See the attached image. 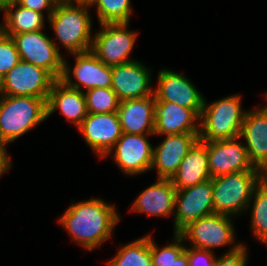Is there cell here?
<instances>
[{
  "label": "cell",
  "instance_id": "6da1fadb",
  "mask_svg": "<svg viewBox=\"0 0 267 266\" xmlns=\"http://www.w3.org/2000/svg\"><path fill=\"white\" fill-rule=\"evenodd\" d=\"M120 219L114 205L91 197L75 204L71 199V206L60 216L58 223L68 232L73 242L86 251H92L113 237L112 231Z\"/></svg>",
  "mask_w": 267,
  "mask_h": 266
},
{
  "label": "cell",
  "instance_id": "7a4b0ae2",
  "mask_svg": "<svg viewBox=\"0 0 267 266\" xmlns=\"http://www.w3.org/2000/svg\"><path fill=\"white\" fill-rule=\"evenodd\" d=\"M90 5L65 4L58 2L55 10L47 19L54 35L70 54L91 50L92 17Z\"/></svg>",
  "mask_w": 267,
  "mask_h": 266
},
{
  "label": "cell",
  "instance_id": "3957f363",
  "mask_svg": "<svg viewBox=\"0 0 267 266\" xmlns=\"http://www.w3.org/2000/svg\"><path fill=\"white\" fill-rule=\"evenodd\" d=\"M47 118L45 99L0 95V141L12 143Z\"/></svg>",
  "mask_w": 267,
  "mask_h": 266
},
{
  "label": "cell",
  "instance_id": "277c9868",
  "mask_svg": "<svg viewBox=\"0 0 267 266\" xmlns=\"http://www.w3.org/2000/svg\"><path fill=\"white\" fill-rule=\"evenodd\" d=\"M241 95H230L207 104L200 116V141H217L240 136L247 110L242 109Z\"/></svg>",
  "mask_w": 267,
  "mask_h": 266
},
{
  "label": "cell",
  "instance_id": "5b68a950",
  "mask_svg": "<svg viewBox=\"0 0 267 266\" xmlns=\"http://www.w3.org/2000/svg\"><path fill=\"white\" fill-rule=\"evenodd\" d=\"M211 179L214 213L234 217L248 210L253 192L262 181V170L235 172Z\"/></svg>",
  "mask_w": 267,
  "mask_h": 266
},
{
  "label": "cell",
  "instance_id": "8992f818",
  "mask_svg": "<svg viewBox=\"0 0 267 266\" xmlns=\"http://www.w3.org/2000/svg\"><path fill=\"white\" fill-rule=\"evenodd\" d=\"M233 224L232 217L213 213L190 222L178 234L192 247L213 252L214 248L229 245L228 251H231L241 244L234 243L236 234Z\"/></svg>",
  "mask_w": 267,
  "mask_h": 266
},
{
  "label": "cell",
  "instance_id": "52a82bcc",
  "mask_svg": "<svg viewBox=\"0 0 267 266\" xmlns=\"http://www.w3.org/2000/svg\"><path fill=\"white\" fill-rule=\"evenodd\" d=\"M43 30L12 35L20 60L48 71L56 80L63 72L64 58L58 42L48 37Z\"/></svg>",
  "mask_w": 267,
  "mask_h": 266
},
{
  "label": "cell",
  "instance_id": "ba28073f",
  "mask_svg": "<svg viewBox=\"0 0 267 266\" xmlns=\"http://www.w3.org/2000/svg\"><path fill=\"white\" fill-rule=\"evenodd\" d=\"M129 23L101 24L93 35L91 51L106 65L115 66L134 61L129 57L138 33L129 31Z\"/></svg>",
  "mask_w": 267,
  "mask_h": 266
},
{
  "label": "cell",
  "instance_id": "9c48e42d",
  "mask_svg": "<svg viewBox=\"0 0 267 266\" xmlns=\"http://www.w3.org/2000/svg\"><path fill=\"white\" fill-rule=\"evenodd\" d=\"M56 79L45 69L20 60L4 77L1 95L32 96L48 100Z\"/></svg>",
  "mask_w": 267,
  "mask_h": 266
},
{
  "label": "cell",
  "instance_id": "30bf717a",
  "mask_svg": "<svg viewBox=\"0 0 267 266\" xmlns=\"http://www.w3.org/2000/svg\"><path fill=\"white\" fill-rule=\"evenodd\" d=\"M71 55L75 56V65L73 69L70 68L71 66L64 58L63 72L60 77L66 86L80 91L83 88L85 90L111 88L112 66L104 64L91 50ZM72 77L77 81L73 82Z\"/></svg>",
  "mask_w": 267,
  "mask_h": 266
},
{
  "label": "cell",
  "instance_id": "8fae6325",
  "mask_svg": "<svg viewBox=\"0 0 267 266\" xmlns=\"http://www.w3.org/2000/svg\"><path fill=\"white\" fill-rule=\"evenodd\" d=\"M213 213L212 179L176 190L173 233H179L190 222Z\"/></svg>",
  "mask_w": 267,
  "mask_h": 266
},
{
  "label": "cell",
  "instance_id": "7c38bea8",
  "mask_svg": "<svg viewBox=\"0 0 267 266\" xmlns=\"http://www.w3.org/2000/svg\"><path fill=\"white\" fill-rule=\"evenodd\" d=\"M172 70H159L158 85L154 89L156 102H173L192 109L200 117L205 97L184 74Z\"/></svg>",
  "mask_w": 267,
  "mask_h": 266
},
{
  "label": "cell",
  "instance_id": "4fadbf2b",
  "mask_svg": "<svg viewBox=\"0 0 267 266\" xmlns=\"http://www.w3.org/2000/svg\"><path fill=\"white\" fill-rule=\"evenodd\" d=\"M148 137L149 135L123 133L105 158L112 154L116 165L127 176L147 172L151 169L153 160V146Z\"/></svg>",
  "mask_w": 267,
  "mask_h": 266
},
{
  "label": "cell",
  "instance_id": "5bb4252c",
  "mask_svg": "<svg viewBox=\"0 0 267 266\" xmlns=\"http://www.w3.org/2000/svg\"><path fill=\"white\" fill-rule=\"evenodd\" d=\"M239 137L207 142L210 176L218 177L235 172L261 170L253 165L245 144Z\"/></svg>",
  "mask_w": 267,
  "mask_h": 266
},
{
  "label": "cell",
  "instance_id": "9a60e30c",
  "mask_svg": "<svg viewBox=\"0 0 267 266\" xmlns=\"http://www.w3.org/2000/svg\"><path fill=\"white\" fill-rule=\"evenodd\" d=\"M77 129L99 159L108 154L123 134L117 112H88Z\"/></svg>",
  "mask_w": 267,
  "mask_h": 266
},
{
  "label": "cell",
  "instance_id": "2e32d148",
  "mask_svg": "<svg viewBox=\"0 0 267 266\" xmlns=\"http://www.w3.org/2000/svg\"><path fill=\"white\" fill-rule=\"evenodd\" d=\"M151 71L138 60L112 66L111 88L120 101L154 95Z\"/></svg>",
  "mask_w": 267,
  "mask_h": 266
},
{
  "label": "cell",
  "instance_id": "e0dca14e",
  "mask_svg": "<svg viewBox=\"0 0 267 266\" xmlns=\"http://www.w3.org/2000/svg\"><path fill=\"white\" fill-rule=\"evenodd\" d=\"M166 136L153 147V160L150 170H157V178L171 179L177 172L186 154L199 140V134H175Z\"/></svg>",
  "mask_w": 267,
  "mask_h": 266
},
{
  "label": "cell",
  "instance_id": "ac0fdd59",
  "mask_svg": "<svg viewBox=\"0 0 267 266\" xmlns=\"http://www.w3.org/2000/svg\"><path fill=\"white\" fill-rule=\"evenodd\" d=\"M239 138L245 139L250 161L263 171L267 167V105L247 110Z\"/></svg>",
  "mask_w": 267,
  "mask_h": 266
},
{
  "label": "cell",
  "instance_id": "d6986e66",
  "mask_svg": "<svg viewBox=\"0 0 267 266\" xmlns=\"http://www.w3.org/2000/svg\"><path fill=\"white\" fill-rule=\"evenodd\" d=\"M200 117L173 102H155L154 135L199 134Z\"/></svg>",
  "mask_w": 267,
  "mask_h": 266
},
{
  "label": "cell",
  "instance_id": "ffe728a7",
  "mask_svg": "<svg viewBox=\"0 0 267 266\" xmlns=\"http://www.w3.org/2000/svg\"><path fill=\"white\" fill-rule=\"evenodd\" d=\"M155 102L154 95L120 101L117 114L123 133L154 135Z\"/></svg>",
  "mask_w": 267,
  "mask_h": 266
},
{
  "label": "cell",
  "instance_id": "44dd1931",
  "mask_svg": "<svg viewBox=\"0 0 267 266\" xmlns=\"http://www.w3.org/2000/svg\"><path fill=\"white\" fill-rule=\"evenodd\" d=\"M156 180L137 196L130 208L131 212L158 217L174 215L176 189L171 179L157 178Z\"/></svg>",
  "mask_w": 267,
  "mask_h": 266
},
{
  "label": "cell",
  "instance_id": "7402d4cb",
  "mask_svg": "<svg viewBox=\"0 0 267 266\" xmlns=\"http://www.w3.org/2000/svg\"><path fill=\"white\" fill-rule=\"evenodd\" d=\"M57 110L78 128L88 114L83 91L70 88L61 80H56L47 100V117Z\"/></svg>",
  "mask_w": 267,
  "mask_h": 266
},
{
  "label": "cell",
  "instance_id": "603a6c76",
  "mask_svg": "<svg viewBox=\"0 0 267 266\" xmlns=\"http://www.w3.org/2000/svg\"><path fill=\"white\" fill-rule=\"evenodd\" d=\"M211 179L207 141L198 140L182 160L171 178L176 190L188 188Z\"/></svg>",
  "mask_w": 267,
  "mask_h": 266
},
{
  "label": "cell",
  "instance_id": "cb8c5ba5",
  "mask_svg": "<svg viewBox=\"0 0 267 266\" xmlns=\"http://www.w3.org/2000/svg\"><path fill=\"white\" fill-rule=\"evenodd\" d=\"M3 14L0 31L7 36L44 29L45 14L23 7L16 0L8 4Z\"/></svg>",
  "mask_w": 267,
  "mask_h": 266
},
{
  "label": "cell",
  "instance_id": "d4e9b609",
  "mask_svg": "<svg viewBox=\"0 0 267 266\" xmlns=\"http://www.w3.org/2000/svg\"><path fill=\"white\" fill-rule=\"evenodd\" d=\"M108 266H153L150 253V234L144 235L117 250Z\"/></svg>",
  "mask_w": 267,
  "mask_h": 266
},
{
  "label": "cell",
  "instance_id": "484cf974",
  "mask_svg": "<svg viewBox=\"0 0 267 266\" xmlns=\"http://www.w3.org/2000/svg\"><path fill=\"white\" fill-rule=\"evenodd\" d=\"M249 208L252 209L251 232L256 240L267 246V185L263 181L255 188Z\"/></svg>",
  "mask_w": 267,
  "mask_h": 266
},
{
  "label": "cell",
  "instance_id": "4316f807",
  "mask_svg": "<svg viewBox=\"0 0 267 266\" xmlns=\"http://www.w3.org/2000/svg\"><path fill=\"white\" fill-rule=\"evenodd\" d=\"M96 6L98 23H130L131 0H92L90 6Z\"/></svg>",
  "mask_w": 267,
  "mask_h": 266
},
{
  "label": "cell",
  "instance_id": "83f0119b",
  "mask_svg": "<svg viewBox=\"0 0 267 266\" xmlns=\"http://www.w3.org/2000/svg\"><path fill=\"white\" fill-rule=\"evenodd\" d=\"M89 113L117 112L120 100L112 88H91L83 91Z\"/></svg>",
  "mask_w": 267,
  "mask_h": 266
},
{
  "label": "cell",
  "instance_id": "f1b7e54d",
  "mask_svg": "<svg viewBox=\"0 0 267 266\" xmlns=\"http://www.w3.org/2000/svg\"><path fill=\"white\" fill-rule=\"evenodd\" d=\"M172 241L167 246L159 248L150 235V253L153 266H173L174 260L185 251L184 239L178 233H174Z\"/></svg>",
  "mask_w": 267,
  "mask_h": 266
},
{
  "label": "cell",
  "instance_id": "f546056e",
  "mask_svg": "<svg viewBox=\"0 0 267 266\" xmlns=\"http://www.w3.org/2000/svg\"><path fill=\"white\" fill-rule=\"evenodd\" d=\"M19 61L13 39L0 31V75L4 77Z\"/></svg>",
  "mask_w": 267,
  "mask_h": 266
},
{
  "label": "cell",
  "instance_id": "4dcf8cb0",
  "mask_svg": "<svg viewBox=\"0 0 267 266\" xmlns=\"http://www.w3.org/2000/svg\"><path fill=\"white\" fill-rule=\"evenodd\" d=\"M247 251L246 245L241 242L237 248L217 257L214 266H247Z\"/></svg>",
  "mask_w": 267,
  "mask_h": 266
},
{
  "label": "cell",
  "instance_id": "1f68e13d",
  "mask_svg": "<svg viewBox=\"0 0 267 266\" xmlns=\"http://www.w3.org/2000/svg\"><path fill=\"white\" fill-rule=\"evenodd\" d=\"M185 252L189 260V266H214L216 256L213 252L196 247L188 248L186 246Z\"/></svg>",
  "mask_w": 267,
  "mask_h": 266
},
{
  "label": "cell",
  "instance_id": "d6a6232c",
  "mask_svg": "<svg viewBox=\"0 0 267 266\" xmlns=\"http://www.w3.org/2000/svg\"><path fill=\"white\" fill-rule=\"evenodd\" d=\"M21 6L44 14L47 12V19L55 10L58 0H16ZM45 10V11H44Z\"/></svg>",
  "mask_w": 267,
  "mask_h": 266
},
{
  "label": "cell",
  "instance_id": "836d02e7",
  "mask_svg": "<svg viewBox=\"0 0 267 266\" xmlns=\"http://www.w3.org/2000/svg\"><path fill=\"white\" fill-rule=\"evenodd\" d=\"M6 142L0 141V178L11 169V159H9V154L7 150Z\"/></svg>",
  "mask_w": 267,
  "mask_h": 266
},
{
  "label": "cell",
  "instance_id": "e575fe53",
  "mask_svg": "<svg viewBox=\"0 0 267 266\" xmlns=\"http://www.w3.org/2000/svg\"><path fill=\"white\" fill-rule=\"evenodd\" d=\"M173 266H189V260L185 251L174 260Z\"/></svg>",
  "mask_w": 267,
  "mask_h": 266
},
{
  "label": "cell",
  "instance_id": "d590c367",
  "mask_svg": "<svg viewBox=\"0 0 267 266\" xmlns=\"http://www.w3.org/2000/svg\"><path fill=\"white\" fill-rule=\"evenodd\" d=\"M60 3H65V4H86L90 5L92 0H58Z\"/></svg>",
  "mask_w": 267,
  "mask_h": 266
},
{
  "label": "cell",
  "instance_id": "8d00e7d4",
  "mask_svg": "<svg viewBox=\"0 0 267 266\" xmlns=\"http://www.w3.org/2000/svg\"><path fill=\"white\" fill-rule=\"evenodd\" d=\"M11 1L12 0H0V12H4Z\"/></svg>",
  "mask_w": 267,
  "mask_h": 266
},
{
  "label": "cell",
  "instance_id": "74e56055",
  "mask_svg": "<svg viewBox=\"0 0 267 266\" xmlns=\"http://www.w3.org/2000/svg\"><path fill=\"white\" fill-rule=\"evenodd\" d=\"M262 181L267 185V167L262 171Z\"/></svg>",
  "mask_w": 267,
  "mask_h": 266
},
{
  "label": "cell",
  "instance_id": "f35d334b",
  "mask_svg": "<svg viewBox=\"0 0 267 266\" xmlns=\"http://www.w3.org/2000/svg\"><path fill=\"white\" fill-rule=\"evenodd\" d=\"M2 83H3V77L0 75V95L2 92Z\"/></svg>",
  "mask_w": 267,
  "mask_h": 266
}]
</instances>
